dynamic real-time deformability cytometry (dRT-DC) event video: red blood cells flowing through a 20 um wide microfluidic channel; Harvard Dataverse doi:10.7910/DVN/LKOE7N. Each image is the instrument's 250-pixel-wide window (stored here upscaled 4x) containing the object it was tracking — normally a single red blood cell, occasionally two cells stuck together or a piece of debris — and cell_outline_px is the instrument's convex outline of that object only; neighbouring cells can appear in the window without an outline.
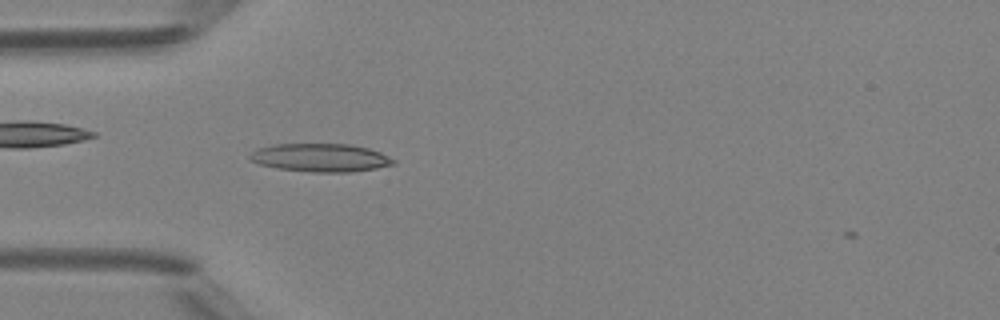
{"species": "Egyptian fruit bat (a non-hibernating species)", "species_latin": "Rousettus aegyptiacus", "temperature_condition": "room temperature", "stored_images_in_passage": 37, "camera_frame_rate_fps": 3000, "um_per_image_px": 0.085, "animal": {"sex": "female"}, "frame": {"image": 1, "passage_image": 3, "time_ms": 0.667, "image_size_px": [1000, 320], "cell_outline_px": [[396, 164], [376, 168], [352, 172], [312, 172], [280, 168], [260, 164], [252, 160], [248, 156], [256, 148], [272, 144], [352, 144], [368, 148], [380, 152], [396, 160]], "centroid_in_image_um": [27.27, 13.39], "position_along_channel_um": 57.7, "area_um2": 23.58}}
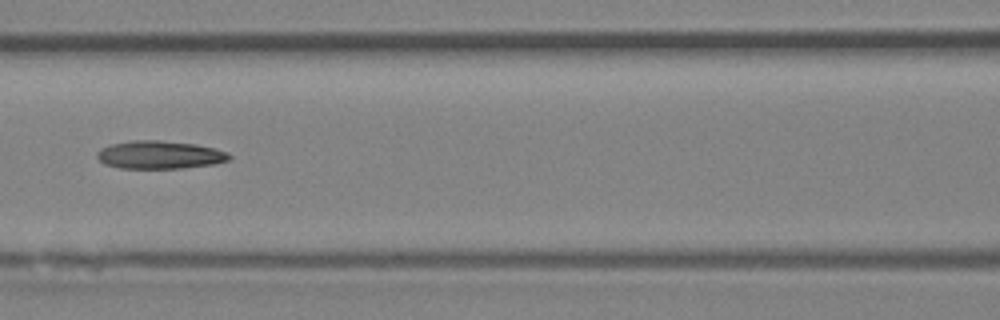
{"frame": {"image": 2, "passage_image": 10, "time_ms": 3.0, "image_size_px": [1000, 320], "cell_outline_px": [[232, 156], [228, 160], [216, 164], [180, 168], [120, 168], [104, 164], [96, 156], [96, 152], [100, 148], [112, 144], [132, 140], [160, 140], [196, 144], [228, 152]], "centroid_in_image_um": [13.56, 13.16], "position_along_channel_um": 153.0, "area_um2": 21.62}}
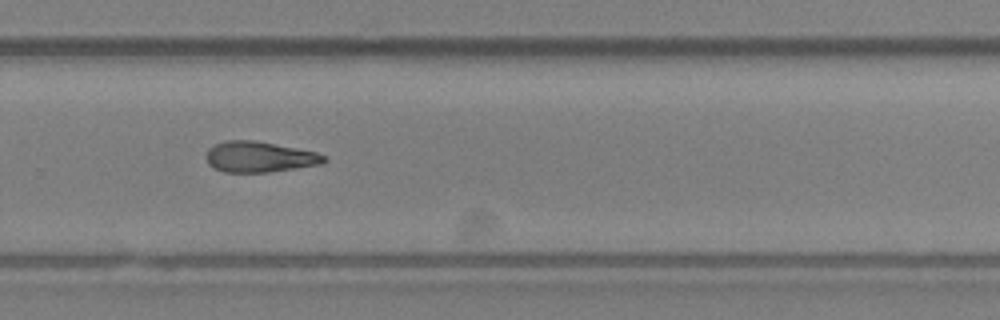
{"frame": {"image": 3, "passage_image": 21, "time_ms": 6.667, "image_size_px": [1000, 320], "cell_outline_px": [[328, 160], [324, 164], [268, 172], [224, 172], [212, 168], [208, 164], [204, 156], [208, 148], [216, 144], [228, 140], [256, 140], [316, 152], [324, 156]], "centroid_in_image_um": [22.02, 13.34], "position_along_channel_um": 307.8, "area_um2": 21.27}}